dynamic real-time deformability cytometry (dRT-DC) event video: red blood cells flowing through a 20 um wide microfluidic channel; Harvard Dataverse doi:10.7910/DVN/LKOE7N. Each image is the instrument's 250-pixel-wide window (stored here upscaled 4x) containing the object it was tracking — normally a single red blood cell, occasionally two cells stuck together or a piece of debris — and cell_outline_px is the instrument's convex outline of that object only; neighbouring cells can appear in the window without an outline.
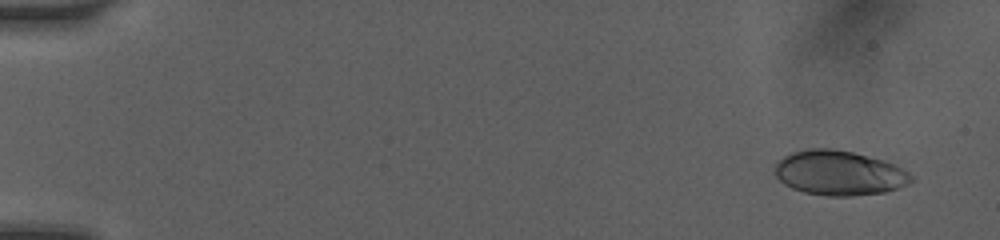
{"species": "human", "species_latin": "Homo sapiens", "temperature_condition": "room temperature", "stored_images_in_passage": 45, "camera_frame_rate_fps": 3000, "um_per_image_px": 0.085, "donor": {"sex": "female"}, "frame": {"image": 1, "passage_image": 4, "time_ms": 1.0, "image_size_px": [1000, 240], "cell_outline_px": [[912, 180], [908, 184], [884, 192], [852, 196], [824, 196], [804, 192], [792, 188], [784, 184], [772, 172], [776, 160], [792, 152], [812, 148], [832, 148], [852, 152], [884, 160], [896, 164], [908, 172], [912, 176]], "centroid_in_image_um": [71.28, 14.7], "position_along_channel_um": 13.7, "area_um2": 35.78}}
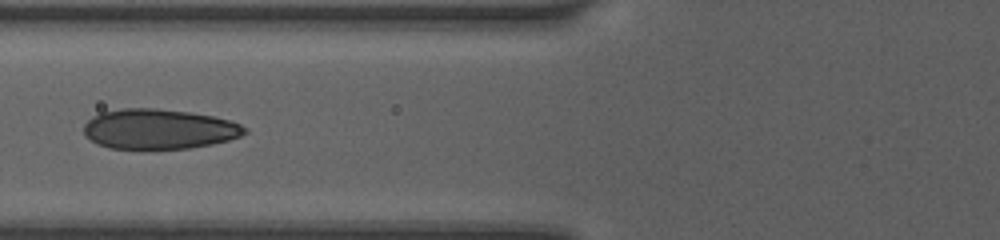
{"frame": {"image": 2, "passage_image": 20, "time_ms": 7.0, "image_size_px": [1000, 240], "cell_outline_px": [[248, 132], [240, 136], [228, 140], [212, 144], [188, 148], [108, 148], [96, 144], [84, 136], [84, 124], [92, 116], [100, 112], [120, 108], [152, 108], [188, 112], [212, 116], [228, 120], [240, 124], [248, 128]], "centroid_in_image_um": [13.47, 10.96], "position_along_channel_um": 112.3, "area_um2": 37.51}}
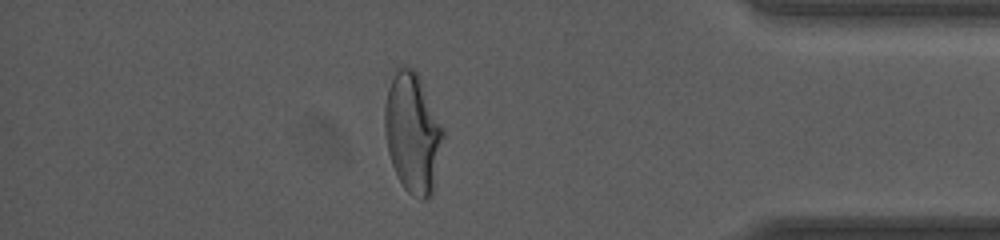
{"frame": {"image": 3, "passage_image": 40, "time_ms": 14.667, "image_size_px": [1000, 240], "cell_outline_px": [[444, 136], [432, 196], [428, 200], [420, 200], [412, 196], [404, 188], [396, 176], [388, 152], [384, 128], [384, 104], [388, 88], [396, 68], [400, 64], [412, 68], [420, 76], [444, 128]], "centroid_in_image_um": [35.08, 11.3], "position_along_channel_um": 400.1, "area_um2": 41.5}, "authors_computed_cell_mechanics": {"area_um2": 36.9342, "velocity_mm_per_s": 4.111, "shape_relaxation_time_tau1_ms": 6.3108, "shape_relaxation_time_tau2_ms": 0.5832, "deformation_change_tau1": 0.2161, "deformation_change_tau2": 0.0635}}